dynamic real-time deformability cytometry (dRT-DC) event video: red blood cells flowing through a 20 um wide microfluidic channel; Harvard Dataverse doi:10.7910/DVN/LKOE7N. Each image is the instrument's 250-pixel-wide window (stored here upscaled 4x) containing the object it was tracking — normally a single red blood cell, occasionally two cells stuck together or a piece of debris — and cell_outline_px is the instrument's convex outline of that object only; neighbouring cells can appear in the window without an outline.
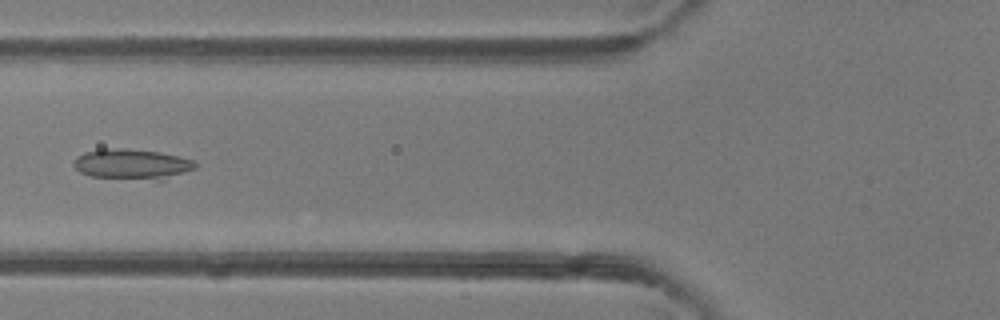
{"species": "common noctule bat (a hibernating species)", "species_latin": "Nyctalus noctula", "temperature_condition": "room temperature", "stored_images_in_passage": 5, "camera_frame_rate_fps": 3000, "um_per_image_px": 0.085, "animal": {"sex": "female"}, "frame": {"image": 1, "passage_image": 5, "time_ms": 1.333, "image_size_px": [1000, 320], "cell_outline_px": [[196, 168], [164, 180], [156, 180], [92, 176], [80, 172], [72, 164], [76, 156], [84, 152], [100, 148], [124, 148], [160, 152], [180, 156], [196, 160]], "centroid_in_image_um": [11.24, 13.94], "position_along_channel_um": 114.6, "area_um2": 21.68}}